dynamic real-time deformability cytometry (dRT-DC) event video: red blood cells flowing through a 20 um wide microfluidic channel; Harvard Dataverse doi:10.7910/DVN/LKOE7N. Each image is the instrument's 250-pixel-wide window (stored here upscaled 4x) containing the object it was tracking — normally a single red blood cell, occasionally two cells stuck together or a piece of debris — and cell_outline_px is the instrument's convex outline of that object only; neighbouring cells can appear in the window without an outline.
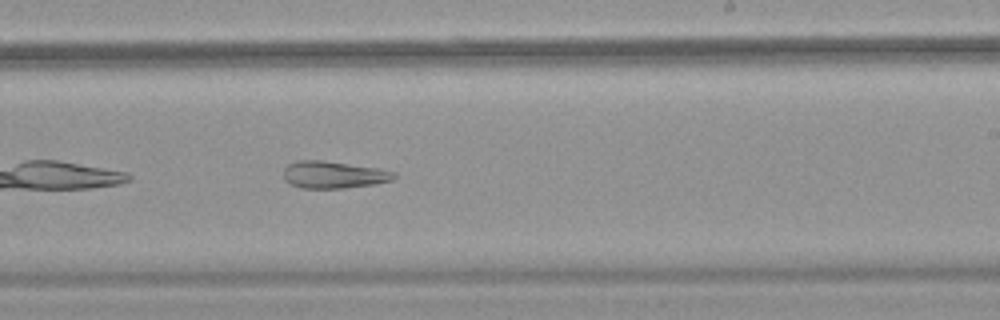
{"species": "common noctule bat (a hibernating species)", "species_latin": "Nyctalus noctula", "temperature_condition": "warm", "stored_images_in_passage": 38, "camera_frame_rate_fps": 3000, "um_per_image_px": 0.085, "animal": {"sex": "female", "body_mass_g": 18.4}, "frame": {"image": 1, "passage_image": 17, "time_ms": 5.333, "image_size_px": [1000, 320], "cell_outline_px": [[400, 176], [392, 180], [372, 184], [344, 188], [300, 188], [284, 180], [284, 168], [288, 164], [296, 160], [324, 160], [376, 168], [396, 172]], "centroid_in_image_um": [28.35, 14.84], "position_along_channel_um": 260.6, "area_um2": 17.51}, "authors_computed_cell_mechanics": {"area_um2": 20.3456, "velocity_mm_per_s": 3.7145, "shape_relaxation_time_tau1_ms": null, "shape_relaxation_time_tau2_ms": 5.6408, "deformation_change_tau1": null, "deformation_change_tau2": 0.1624}}